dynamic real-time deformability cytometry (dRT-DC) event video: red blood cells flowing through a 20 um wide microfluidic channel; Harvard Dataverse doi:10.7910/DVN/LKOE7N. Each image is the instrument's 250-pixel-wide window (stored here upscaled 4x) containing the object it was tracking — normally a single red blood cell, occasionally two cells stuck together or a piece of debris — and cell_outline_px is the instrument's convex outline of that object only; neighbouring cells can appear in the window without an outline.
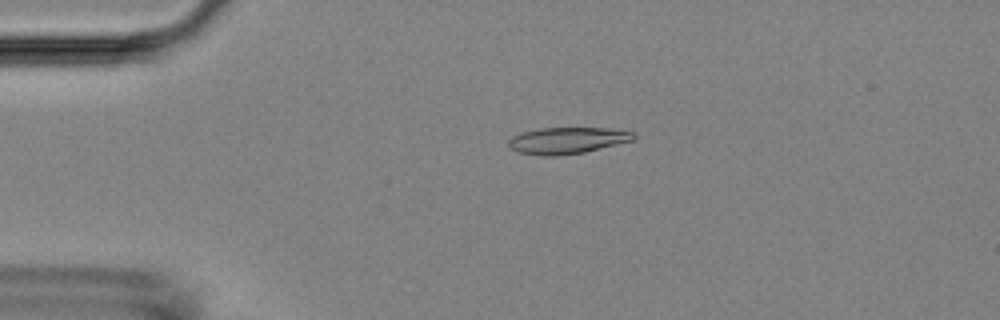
{"species": "Egyptian fruit bat (a non-hibernating species)", "species_latin": "Rousettus aegyptiacus", "temperature_condition": "room temperature", "stored_images_in_passage": 53, "camera_frame_rate_fps": 3000, "um_per_image_px": 0.085, "animal": {"sex": "female"}, "frame": {"image": 1, "passage_image": 12, "time_ms": 3.667, "image_size_px": [1000, 320], "cell_outline_px": [[636, 136], [632, 140], [584, 152], [556, 156], [540, 156], [520, 152], [508, 148], [508, 140], [512, 136], [520, 132], [540, 128], [612, 128], [632, 132]], "centroid_in_image_um": [48.15, 11.94], "position_along_channel_um": 36.9, "area_um2": 19.31}}
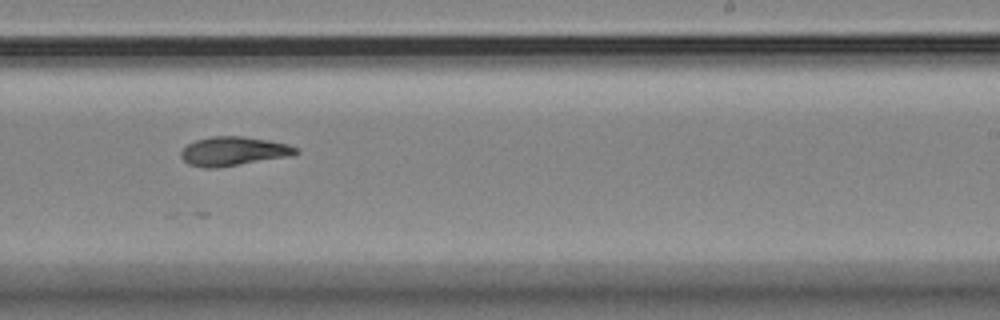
{"frame": {"image": 2, "passage_image": 33, "time_ms": 10.667, "image_size_px": [1000, 320], "cell_outline_px": [[300, 152], [292, 156], [216, 168], [204, 168], [188, 164], [180, 156], [180, 152], [188, 144], [196, 140], [212, 136], [244, 136], [268, 140], [288, 144], [296, 148]], "centroid_in_image_um": [19.85, 12.86], "position_along_channel_um": 269.1, "area_um2": 19.48}}
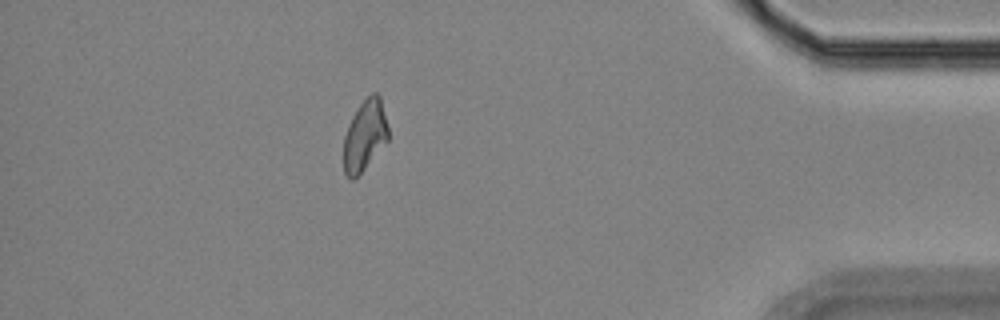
{"frame": {"image": 3, "passage_image": 47, "time_ms": 15.333, "image_size_px": [1000, 320], "cell_outline_px": [[388, 140], [364, 168], [352, 180], [344, 172], [344, 136], [348, 124], [352, 116], [360, 104], [372, 92], [376, 92], [380, 96], [388, 128]], "centroid_in_image_um": [31.0, 11.48], "position_along_channel_um": 404.2, "area_um2": 18.03}}